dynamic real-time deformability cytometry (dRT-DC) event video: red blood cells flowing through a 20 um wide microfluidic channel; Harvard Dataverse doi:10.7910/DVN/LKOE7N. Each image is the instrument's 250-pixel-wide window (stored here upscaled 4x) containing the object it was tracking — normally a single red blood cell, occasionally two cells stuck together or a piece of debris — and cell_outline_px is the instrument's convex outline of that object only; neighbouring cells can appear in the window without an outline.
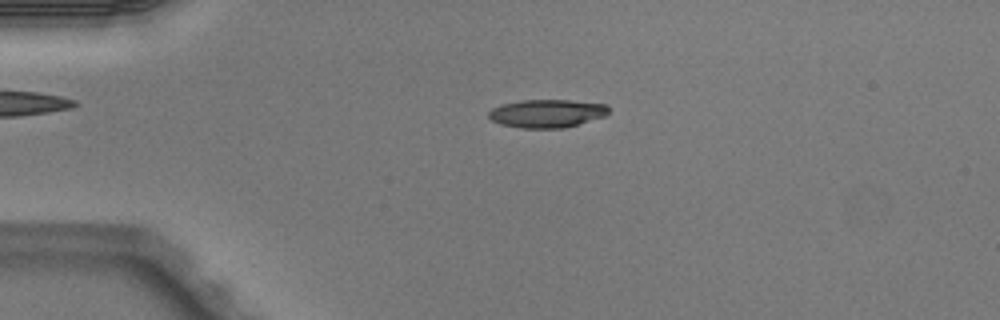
{"species": "Egyptian fruit bat (a non-hibernating species)", "species_latin": "Rousettus aegyptiacus", "temperature_condition": "warm", "stored_images_in_passage": 1, "camera_frame_rate_fps": 3000, "um_per_image_px": 0.085, "animal": {"sex": "male"}, "frame": {"image": 1, "passage_image": 1, "time_ms": 0.0, "image_size_px": [1000, 320], "cell_outline_px": [[608, 112], [604, 116], [564, 128], [520, 128], [500, 124], [492, 120], [488, 116], [488, 112], [492, 108], [500, 104], [520, 100], [568, 100], [608, 104]], "centroid_in_image_um": [46.45, 9.63], "position_along_channel_um": 38.6, "area_um2": 19.71}}